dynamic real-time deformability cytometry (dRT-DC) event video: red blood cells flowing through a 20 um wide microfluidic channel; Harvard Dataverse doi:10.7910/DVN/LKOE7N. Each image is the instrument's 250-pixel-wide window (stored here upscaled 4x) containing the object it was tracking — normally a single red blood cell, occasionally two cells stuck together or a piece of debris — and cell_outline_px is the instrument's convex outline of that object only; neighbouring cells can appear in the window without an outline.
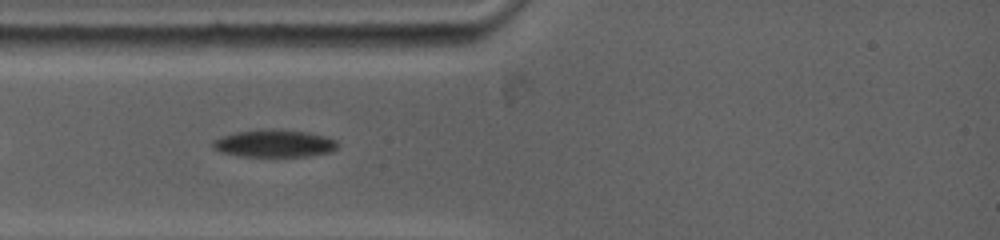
{"species": "common noctule bat (a hibernating species)", "species_latin": "Nyctalus noctula", "temperature_condition": "warm", "stored_images_in_passage": 41, "camera_frame_rate_fps": 5000, "um_per_image_px": 0.085, "animal": {"sex": "female", "body_mass_g": 19.0, "forearm_length_mm": 53.3}, "frame": {"image": 1, "passage_image": 4, "time_ms": 1.6, "image_size_px": [1000, 240], "cell_outline_px": [[336, 148], [332, 152], [308, 156], [240, 156], [220, 152], [212, 148], [212, 140], [236, 132], [256, 128], [272, 128], [308, 132], [324, 136], [336, 140]], "centroid_in_image_um": [23.28, 12.18], "position_along_channel_um": 61.7, "area_um2": 20.17}}
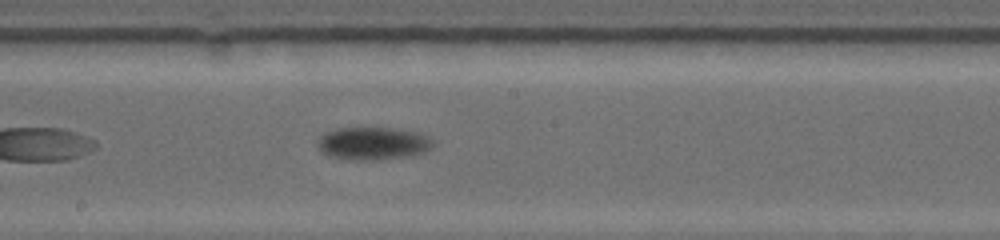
{"frame": {"image": 2, "passage_image": 14, "time_ms": 5.8, "image_size_px": [1000, 240], "cell_outline_px": [[432, 148], [424, 152], [408, 156], [380, 160], [360, 160], [328, 156], [320, 152], [316, 144], [316, 140], [324, 132], [340, 128], [392, 128], [416, 132], [428, 136], [432, 140]], "centroid_in_image_um": [31.65, 12.19], "position_along_channel_um": 216.5, "area_um2": 22.14}}
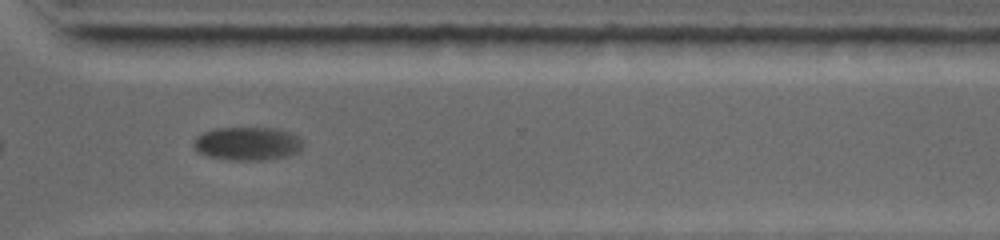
{"frame": {"image": 3, "passage_image": 29, "time_ms": 9.4, "image_size_px": [1000, 240], "cell_outline_px": [[304, 144], [296, 152], [288, 156], [268, 160], [228, 160], [208, 156], [200, 152], [192, 144], [196, 136], [204, 132], [216, 128], [280, 128], [292, 132], [300, 136], [304, 140]], "centroid_in_image_um": [21.09, 12.2], "position_along_channel_um": 349.5, "area_um2": 21.56}, "authors_computed_cell_mechanics": {"area_um2": 21.5016, "velocity_mm_per_s": 3.6878, "shape_relaxation_time_tau1_ms": 3.8445, "shape_relaxation_time_tau2_ms": null, "deformation_change_tau1": 0.1008, "deformation_change_tau2": null}}